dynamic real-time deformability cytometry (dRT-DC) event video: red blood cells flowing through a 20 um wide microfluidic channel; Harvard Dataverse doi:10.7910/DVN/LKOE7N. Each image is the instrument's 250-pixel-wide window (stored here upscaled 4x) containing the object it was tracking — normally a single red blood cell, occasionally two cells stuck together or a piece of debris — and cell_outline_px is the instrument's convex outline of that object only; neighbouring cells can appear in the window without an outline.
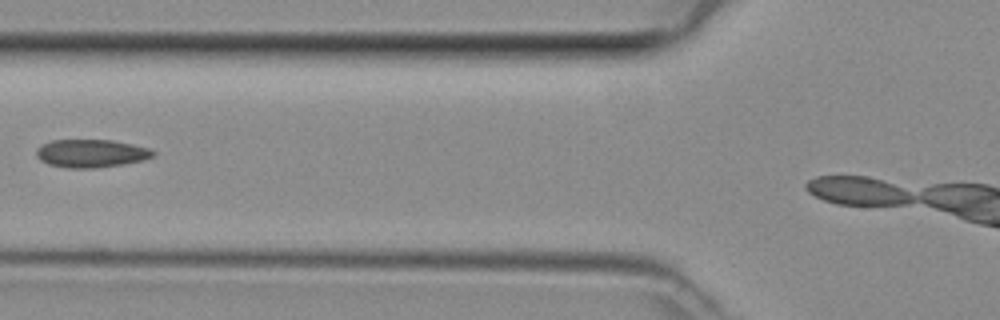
{"species": "common noctule bat (a hibernating species)", "species_latin": "Nyctalus noctula", "temperature_condition": "room temperature", "stored_images_in_passage": 6, "segment_of_instrument_passage": [1, 2], "camera_frame_rate_fps": 3000, "um_per_image_px": 0.085, "animal": {"sex": "female", "body_mass_g": 29.2, "forearm_length_mm": 56.3}, "frame": {"image": 1, "passage_image": 5, "time_ms": 1.333, "image_size_px": [1000, 320], "cell_outline_px": [[156, 152], [152, 156], [144, 160], [124, 164], [92, 168], [68, 168], [48, 164], [40, 160], [36, 156], [36, 148], [40, 144], [52, 140], [112, 140], [152, 148]], "centroid_in_image_um": [7.74, 13.03], "position_along_channel_um": 118.1, "area_um2": 19.25}}